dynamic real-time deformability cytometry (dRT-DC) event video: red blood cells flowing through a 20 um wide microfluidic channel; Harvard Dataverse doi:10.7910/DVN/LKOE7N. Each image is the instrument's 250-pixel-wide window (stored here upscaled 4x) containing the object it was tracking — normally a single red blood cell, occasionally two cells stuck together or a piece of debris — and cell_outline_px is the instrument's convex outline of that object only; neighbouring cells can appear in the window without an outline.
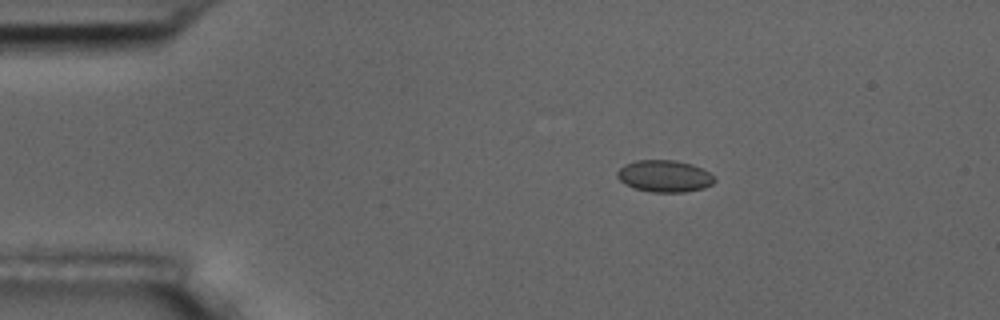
{"species": "common noctule bat (a hibernating species)", "species_latin": "Nyctalus noctula", "temperature_condition": "room temperature", "stored_images_in_passage": 2, "camera_frame_rate_fps": 3000, "um_per_image_px": 0.085, "animal": {"sex": "male", "body_mass_g": 17.5, "forearm_length_mm": 52.3}, "frame": {"image": 1, "passage_image": 1, "time_ms": 0.0, "image_size_px": [1000, 320], "cell_outline_px": [[716, 180], [712, 184], [704, 188], [684, 192], [652, 192], [636, 188], [624, 184], [616, 176], [616, 172], [624, 164], [636, 160], [676, 160], [692, 164], [716, 176]], "centroid_in_image_um": [56.48, 14.96], "position_along_channel_um": 28.5, "area_um2": 18.15}}